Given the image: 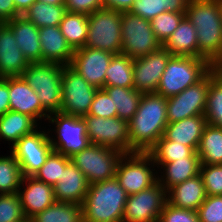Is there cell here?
Returning <instances> with one entry per match:
<instances>
[{
    "label": "cell",
    "instance_id": "obj_1",
    "mask_svg": "<svg viewBox=\"0 0 222 222\" xmlns=\"http://www.w3.org/2000/svg\"><path fill=\"white\" fill-rule=\"evenodd\" d=\"M167 124V98L142 94L136 113L128 121L130 149L147 153L163 136Z\"/></svg>",
    "mask_w": 222,
    "mask_h": 222
},
{
    "label": "cell",
    "instance_id": "obj_2",
    "mask_svg": "<svg viewBox=\"0 0 222 222\" xmlns=\"http://www.w3.org/2000/svg\"><path fill=\"white\" fill-rule=\"evenodd\" d=\"M185 16L196 29L198 58L213 67L222 59V15L219 0H189Z\"/></svg>",
    "mask_w": 222,
    "mask_h": 222
},
{
    "label": "cell",
    "instance_id": "obj_3",
    "mask_svg": "<svg viewBox=\"0 0 222 222\" xmlns=\"http://www.w3.org/2000/svg\"><path fill=\"white\" fill-rule=\"evenodd\" d=\"M127 197L115 177L91 184L82 203L83 222H122Z\"/></svg>",
    "mask_w": 222,
    "mask_h": 222
},
{
    "label": "cell",
    "instance_id": "obj_4",
    "mask_svg": "<svg viewBox=\"0 0 222 222\" xmlns=\"http://www.w3.org/2000/svg\"><path fill=\"white\" fill-rule=\"evenodd\" d=\"M64 66L49 62L29 63L21 75L25 82L35 90L42 108L49 115L61 111Z\"/></svg>",
    "mask_w": 222,
    "mask_h": 222
},
{
    "label": "cell",
    "instance_id": "obj_5",
    "mask_svg": "<svg viewBox=\"0 0 222 222\" xmlns=\"http://www.w3.org/2000/svg\"><path fill=\"white\" fill-rule=\"evenodd\" d=\"M213 66L203 58L171 56L155 93L169 98L200 81Z\"/></svg>",
    "mask_w": 222,
    "mask_h": 222
},
{
    "label": "cell",
    "instance_id": "obj_6",
    "mask_svg": "<svg viewBox=\"0 0 222 222\" xmlns=\"http://www.w3.org/2000/svg\"><path fill=\"white\" fill-rule=\"evenodd\" d=\"M122 12L101 8L88 15V36L86 47L121 54Z\"/></svg>",
    "mask_w": 222,
    "mask_h": 222
},
{
    "label": "cell",
    "instance_id": "obj_7",
    "mask_svg": "<svg viewBox=\"0 0 222 222\" xmlns=\"http://www.w3.org/2000/svg\"><path fill=\"white\" fill-rule=\"evenodd\" d=\"M122 156L123 153L116 149L89 144L70 158L91 185L114 178Z\"/></svg>",
    "mask_w": 222,
    "mask_h": 222
},
{
    "label": "cell",
    "instance_id": "obj_8",
    "mask_svg": "<svg viewBox=\"0 0 222 222\" xmlns=\"http://www.w3.org/2000/svg\"><path fill=\"white\" fill-rule=\"evenodd\" d=\"M154 166L156 167L148 153L123 154L118 162L115 178L128 196L133 195L158 181V172H153L156 170Z\"/></svg>",
    "mask_w": 222,
    "mask_h": 222
},
{
    "label": "cell",
    "instance_id": "obj_9",
    "mask_svg": "<svg viewBox=\"0 0 222 222\" xmlns=\"http://www.w3.org/2000/svg\"><path fill=\"white\" fill-rule=\"evenodd\" d=\"M121 53L132 59L157 51L162 47L154 34L150 21L130 12L121 16Z\"/></svg>",
    "mask_w": 222,
    "mask_h": 222
},
{
    "label": "cell",
    "instance_id": "obj_10",
    "mask_svg": "<svg viewBox=\"0 0 222 222\" xmlns=\"http://www.w3.org/2000/svg\"><path fill=\"white\" fill-rule=\"evenodd\" d=\"M47 120L52 125H56L53 130L56 138L49 135L55 152L71 157L90 144L82 117L57 112L50 114Z\"/></svg>",
    "mask_w": 222,
    "mask_h": 222
},
{
    "label": "cell",
    "instance_id": "obj_11",
    "mask_svg": "<svg viewBox=\"0 0 222 222\" xmlns=\"http://www.w3.org/2000/svg\"><path fill=\"white\" fill-rule=\"evenodd\" d=\"M90 144L110 147L123 154L134 153L130 149L128 121L116 117L103 118L84 115Z\"/></svg>",
    "mask_w": 222,
    "mask_h": 222
},
{
    "label": "cell",
    "instance_id": "obj_12",
    "mask_svg": "<svg viewBox=\"0 0 222 222\" xmlns=\"http://www.w3.org/2000/svg\"><path fill=\"white\" fill-rule=\"evenodd\" d=\"M97 89L69 65L64 66L62 71V104L60 112L77 117L87 115Z\"/></svg>",
    "mask_w": 222,
    "mask_h": 222
},
{
    "label": "cell",
    "instance_id": "obj_13",
    "mask_svg": "<svg viewBox=\"0 0 222 222\" xmlns=\"http://www.w3.org/2000/svg\"><path fill=\"white\" fill-rule=\"evenodd\" d=\"M38 129L20 138L10 148L21 167L23 176H34L54 151L49 139V129L48 132Z\"/></svg>",
    "mask_w": 222,
    "mask_h": 222
},
{
    "label": "cell",
    "instance_id": "obj_14",
    "mask_svg": "<svg viewBox=\"0 0 222 222\" xmlns=\"http://www.w3.org/2000/svg\"><path fill=\"white\" fill-rule=\"evenodd\" d=\"M167 203V191L157 181L143 191L129 195L122 222H158Z\"/></svg>",
    "mask_w": 222,
    "mask_h": 222
},
{
    "label": "cell",
    "instance_id": "obj_15",
    "mask_svg": "<svg viewBox=\"0 0 222 222\" xmlns=\"http://www.w3.org/2000/svg\"><path fill=\"white\" fill-rule=\"evenodd\" d=\"M210 84V71L197 83L178 95L167 98L168 123L196 115H204Z\"/></svg>",
    "mask_w": 222,
    "mask_h": 222
},
{
    "label": "cell",
    "instance_id": "obj_16",
    "mask_svg": "<svg viewBox=\"0 0 222 222\" xmlns=\"http://www.w3.org/2000/svg\"><path fill=\"white\" fill-rule=\"evenodd\" d=\"M113 53L90 47L74 50L70 67L96 88L105 87L106 70Z\"/></svg>",
    "mask_w": 222,
    "mask_h": 222
},
{
    "label": "cell",
    "instance_id": "obj_17",
    "mask_svg": "<svg viewBox=\"0 0 222 222\" xmlns=\"http://www.w3.org/2000/svg\"><path fill=\"white\" fill-rule=\"evenodd\" d=\"M171 56L162 46L157 51L133 59L134 89L142 94L155 93Z\"/></svg>",
    "mask_w": 222,
    "mask_h": 222
},
{
    "label": "cell",
    "instance_id": "obj_18",
    "mask_svg": "<svg viewBox=\"0 0 222 222\" xmlns=\"http://www.w3.org/2000/svg\"><path fill=\"white\" fill-rule=\"evenodd\" d=\"M23 182L26 187L23 190ZM18 190L21 206L27 220L51 206L56 200L52 185L37 180L34 176H23Z\"/></svg>",
    "mask_w": 222,
    "mask_h": 222
},
{
    "label": "cell",
    "instance_id": "obj_19",
    "mask_svg": "<svg viewBox=\"0 0 222 222\" xmlns=\"http://www.w3.org/2000/svg\"><path fill=\"white\" fill-rule=\"evenodd\" d=\"M10 111H17L38 120L48 119L49 114L42 108L39 98L22 77H9Z\"/></svg>",
    "mask_w": 222,
    "mask_h": 222
},
{
    "label": "cell",
    "instance_id": "obj_20",
    "mask_svg": "<svg viewBox=\"0 0 222 222\" xmlns=\"http://www.w3.org/2000/svg\"><path fill=\"white\" fill-rule=\"evenodd\" d=\"M29 65L28 60L17 45L11 28L0 25V78L21 77Z\"/></svg>",
    "mask_w": 222,
    "mask_h": 222
},
{
    "label": "cell",
    "instance_id": "obj_21",
    "mask_svg": "<svg viewBox=\"0 0 222 222\" xmlns=\"http://www.w3.org/2000/svg\"><path fill=\"white\" fill-rule=\"evenodd\" d=\"M89 186L85 175L71 161L64 168L60 181L53 186L55 200L82 205Z\"/></svg>",
    "mask_w": 222,
    "mask_h": 222
},
{
    "label": "cell",
    "instance_id": "obj_22",
    "mask_svg": "<svg viewBox=\"0 0 222 222\" xmlns=\"http://www.w3.org/2000/svg\"><path fill=\"white\" fill-rule=\"evenodd\" d=\"M42 62L70 65L74 50L68 44L59 26L39 28Z\"/></svg>",
    "mask_w": 222,
    "mask_h": 222
},
{
    "label": "cell",
    "instance_id": "obj_23",
    "mask_svg": "<svg viewBox=\"0 0 222 222\" xmlns=\"http://www.w3.org/2000/svg\"><path fill=\"white\" fill-rule=\"evenodd\" d=\"M12 30L21 52L29 63L42 62L39 28L23 16L5 22Z\"/></svg>",
    "mask_w": 222,
    "mask_h": 222
},
{
    "label": "cell",
    "instance_id": "obj_24",
    "mask_svg": "<svg viewBox=\"0 0 222 222\" xmlns=\"http://www.w3.org/2000/svg\"><path fill=\"white\" fill-rule=\"evenodd\" d=\"M206 126L207 120L205 115H196L168 123L163 136L167 140L181 143L197 151Z\"/></svg>",
    "mask_w": 222,
    "mask_h": 222
},
{
    "label": "cell",
    "instance_id": "obj_25",
    "mask_svg": "<svg viewBox=\"0 0 222 222\" xmlns=\"http://www.w3.org/2000/svg\"><path fill=\"white\" fill-rule=\"evenodd\" d=\"M207 194L200 174L167 191V202L175 207L197 211Z\"/></svg>",
    "mask_w": 222,
    "mask_h": 222
},
{
    "label": "cell",
    "instance_id": "obj_26",
    "mask_svg": "<svg viewBox=\"0 0 222 222\" xmlns=\"http://www.w3.org/2000/svg\"><path fill=\"white\" fill-rule=\"evenodd\" d=\"M155 165L158 169L159 165H161L163 172L161 171L160 177L158 176V182L168 191L175 185L198 175L200 173L201 161L197 151H195L188 158Z\"/></svg>",
    "mask_w": 222,
    "mask_h": 222
},
{
    "label": "cell",
    "instance_id": "obj_27",
    "mask_svg": "<svg viewBox=\"0 0 222 222\" xmlns=\"http://www.w3.org/2000/svg\"><path fill=\"white\" fill-rule=\"evenodd\" d=\"M172 56L198 58L196 29L185 16L173 34L162 45Z\"/></svg>",
    "mask_w": 222,
    "mask_h": 222
},
{
    "label": "cell",
    "instance_id": "obj_28",
    "mask_svg": "<svg viewBox=\"0 0 222 222\" xmlns=\"http://www.w3.org/2000/svg\"><path fill=\"white\" fill-rule=\"evenodd\" d=\"M39 124L29 115L8 111L0 116V139L11 142V147L23 136L36 130Z\"/></svg>",
    "mask_w": 222,
    "mask_h": 222
},
{
    "label": "cell",
    "instance_id": "obj_29",
    "mask_svg": "<svg viewBox=\"0 0 222 222\" xmlns=\"http://www.w3.org/2000/svg\"><path fill=\"white\" fill-rule=\"evenodd\" d=\"M197 154L201 164H222V128L207 124Z\"/></svg>",
    "mask_w": 222,
    "mask_h": 222
},
{
    "label": "cell",
    "instance_id": "obj_30",
    "mask_svg": "<svg viewBox=\"0 0 222 222\" xmlns=\"http://www.w3.org/2000/svg\"><path fill=\"white\" fill-rule=\"evenodd\" d=\"M59 27L73 50L85 46L88 36V15L66 12Z\"/></svg>",
    "mask_w": 222,
    "mask_h": 222
},
{
    "label": "cell",
    "instance_id": "obj_31",
    "mask_svg": "<svg viewBox=\"0 0 222 222\" xmlns=\"http://www.w3.org/2000/svg\"><path fill=\"white\" fill-rule=\"evenodd\" d=\"M188 2L189 0H135L129 12L151 21L166 11L186 13Z\"/></svg>",
    "mask_w": 222,
    "mask_h": 222
},
{
    "label": "cell",
    "instance_id": "obj_32",
    "mask_svg": "<svg viewBox=\"0 0 222 222\" xmlns=\"http://www.w3.org/2000/svg\"><path fill=\"white\" fill-rule=\"evenodd\" d=\"M28 222H83L82 205L55 201Z\"/></svg>",
    "mask_w": 222,
    "mask_h": 222
},
{
    "label": "cell",
    "instance_id": "obj_33",
    "mask_svg": "<svg viewBox=\"0 0 222 222\" xmlns=\"http://www.w3.org/2000/svg\"><path fill=\"white\" fill-rule=\"evenodd\" d=\"M104 89L117 109V117L129 121L138 109L142 93L134 88L119 86H105Z\"/></svg>",
    "mask_w": 222,
    "mask_h": 222
},
{
    "label": "cell",
    "instance_id": "obj_34",
    "mask_svg": "<svg viewBox=\"0 0 222 222\" xmlns=\"http://www.w3.org/2000/svg\"><path fill=\"white\" fill-rule=\"evenodd\" d=\"M66 8L64 5H52L44 2H34L22 15L36 27L59 26Z\"/></svg>",
    "mask_w": 222,
    "mask_h": 222
},
{
    "label": "cell",
    "instance_id": "obj_35",
    "mask_svg": "<svg viewBox=\"0 0 222 222\" xmlns=\"http://www.w3.org/2000/svg\"><path fill=\"white\" fill-rule=\"evenodd\" d=\"M133 59L125 54H114L106 70L105 86L134 88Z\"/></svg>",
    "mask_w": 222,
    "mask_h": 222
},
{
    "label": "cell",
    "instance_id": "obj_36",
    "mask_svg": "<svg viewBox=\"0 0 222 222\" xmlns=\"http://www.w3.org/2000/svg\"><path fill=\"white\" fill-rule=\"evenodd\" d=\"M204 115L207 124L222 128V76L215 67L210 70V84Z\"/></svg>",
    "mask_w": 222,
    "mask_h": 222
},
{
    "label": "cell",
    "instance_id": "obj_37",
    "mask_svg": "<svg viewBox=\"0 0 222 222\" xmlns=\"http://www.w3.org/2000/svg\"><path fill=\"white\" fill-rule=\"evenodd\" d=\"M195 151L186 145L167 140L162 136L147 152L155 164H165L190 157Z\"/></svg>",
    "mask_w": 222,
    "mask_h": 222
},
{
    "label": "cell",
    "instance_id": "obj_38",
    "mask_svg": "<svg viewBox=\"0 0 222 222\" xmlns=\"http://www.w3.org/2000/svg\"><path fill=\"white\" fill-rule=\"evenodd\" d=\"M22 179L21 167L13 154L0 157V194L18 193Z\"/></svg>",
    "mask_w": 222,
    "mask_h": 222
},
{
    "label": "cell",
    "instance_id": "obj_39",
    "mask_svg": "<svg viewBox=\"0 0 222 222\" xmlns=\"http://www.w3.org/2000/svg\"><path fill=\"white\" fill-rule=\"evenodd\" d=\"M71 162V158L53 151L43 166L35 173L34 177L54 186L60 181L64 168Z\"/></svg>",
    "mask_w": 222,
    "mask_h": 222
},
{
    "label": "cell",
    "instance_id": "obj_40",
    "mask_svg": "<svg viewBox=\"0 0 222 222\" xmlns=\"http://www.w3.org/2000/svg\"><path fill=\"white\" fill-rule=\"evenodd\" d=\"M184 17L185 13L166 11L150 21L151 28L162 45L173 34Z\"/></svg>",
    "mask_w": 222,
    "mask_h": 222
},
{
    "label": "cell",
    "instance_id": "obj_41",
    "mask_svg": "<svg viewBox=\"0 0 222 222\" xmlns=\"http://www.w3.org/2000/svg\"><path fill=\"white\" fill-rule=\"evenodd\" d=\"M0 222H28L18 193L0 194Z\"/></svg>",
    "mask_w": 222,
    "mask_h": 222
},
{
    "label": "cell",
    "instance_id": "obj_42",
    "mask_svg": "<svg viewBox=\"0 0 222 222\" xmlns=\"http://www.w3.org/2000/svg\"><path fill=\"white\" fill-rule=\"evenodd\" d=\"M199 174L208 196L222 195V164H201Z\"/></svg>",
    "mask_w": 222,
    "mask_h": 222
},
{
    "label": "cell",
    "instance_id": "obj_43",
    "mask_svg": "<svg viewBox=\"0 0 222 222\" xmlns=\"http://www.w3.org/2000/svg\"><path fill=\"white\" fill-rule=\"evenodd\" d=\"M88 115L110 118L117 116V109L104 88L97 89Z\"/></svg>",
    "mask_w": 222,
    "mask_h": 222
},
{
    "label": "cell",
    "instance_id": "obj_44",
    "mask_svg": "<svg viewBox=\"0 0 222 222\" xmlns=\"http://www.w3.org/2000/svg\"><path fill=\"white\" fill-rule=\"evenodd\" d=\"M197 215L199 222H222V195H207Z\"/></svg>",
    "mask_w": 222,
    "mask_h": 222
},
{
    "label": "cell",
    "instance_id": "obj_45",
    "mask_svg": "<svg viewBox=\"0 0 222 222\" xmlns=\"http://www.w3.org/2000/svg\"><path fill=\"white\" fill-rule=\"evenodd\" d=\"M158 222H199V220L197 211L175 207L167 202Z\"/></svg>",
    "mask_w": 222,
    "mask_h": 222
},
{
    "label": "cell",
    "instance_id": "obj_46",
    "mask_svg": "<svg viewBox=\"0 0 222 222\" xmlns=\"http://www.w3.org/2000/svg\"><path fill=\"white\" fill-rule=\"evenodd\" d=\"M64 6L67 12L90 15L104 8L103 0H65Z\"/></svg>",
    "mask_w": 222,
    "mask_h": 222
},
{
    "label": "cell",
    "instance_id": "obj_47",
    "mask_svg": "<svg viewBox=\"0 0 222 222\" xmlns=\"http://www.w3.org/2000/svg\"><path fill=\"white\" fill-rule=\"evenodd\" d=\"M21 16L17 11L14 0H0V21L3 23Z\"/></svg>",
    "mask_w": 222,
    "mask_h": 222
},
{
    "label": "cell",
    "instance_id": "obj_48",
    "mask_svg": "<svg viewBox=\"0 0 222 222\" xmlns=\"http://www.w3.org/2000/svg\"><path fill=\"white\" fill-rule=\"evenodd\" d=\"M10 110L9 77L0 78V116Z\"/></svg>",
    "mask_w": 222,
    "mask_h": 222
},
{
    "label": "cell",
    "instance_id": "obj_49",
    "mask_svg": "<svg viewBox=\"0 0 222 222\" xmlns=\"http://www.w3.org/2000/svg\"><path fill=\"white\" fill-rule=\"evenodd\" d=\"M135 0H103L104 8L114 9L120 12H129Z\"/></svg>",
    "mask_w": 222,
    "mask_h": 222
},
{
    "label": "cell",
    "instance_id": "obj_50",
    "mask_svg": "<svg viewBox=\"0 0 222 222\" xmlns=\"http://www.w3.org/2000/svg\"><path fill=\"white\" fill-rule=\"evenodd\" d=\"M36 0H14L16 11L22 16Z\"/></svg>",
    "mask_w": 222,
    "mask_h": 222
},
{
    "label": "cell",
    "instance_id": "obj_51",
    "mask_svg": "<svg viewBox=\"0 0 222 222\" xmlns=\"http://www.w3.org/2000/svg\"><path fill=\"white\" fill-rule=\"evenodd\" d=\"M38 2H44L52 5H64L65 0H36Z\"/></svg>",
    "mask_w": 222,
    "mask_h": 222
},
{
    "label": "cell",
    "instance_id": "obj_52",
    "mask_svg": "<svg viewBox=\"0 0 222 222\" xmlns=\"http://www.w3.org/2000/svg\"><path fill=\"white\" fill-rule=\"evenodd\" d=\"M217 72L222 76V59L214 66Z\"/></svg>",
    "mask_w": 222,
    "mask_h": 222
},
{
    "label": "cell",
    "instance_id": "obj_53",
    "mask_svg": "<svg viewBox=\"0 0 222 222\" xmlns=\"http://www.w3.org/2000/svg\"><path fill=\"white\" fill-rule=\"evenodd\" d=\"M219 7H220V10H221V15H222V0H219Z\"/></svg>",
    "mask_w": 222,
    "mask_h": 222
}]
</instances>
